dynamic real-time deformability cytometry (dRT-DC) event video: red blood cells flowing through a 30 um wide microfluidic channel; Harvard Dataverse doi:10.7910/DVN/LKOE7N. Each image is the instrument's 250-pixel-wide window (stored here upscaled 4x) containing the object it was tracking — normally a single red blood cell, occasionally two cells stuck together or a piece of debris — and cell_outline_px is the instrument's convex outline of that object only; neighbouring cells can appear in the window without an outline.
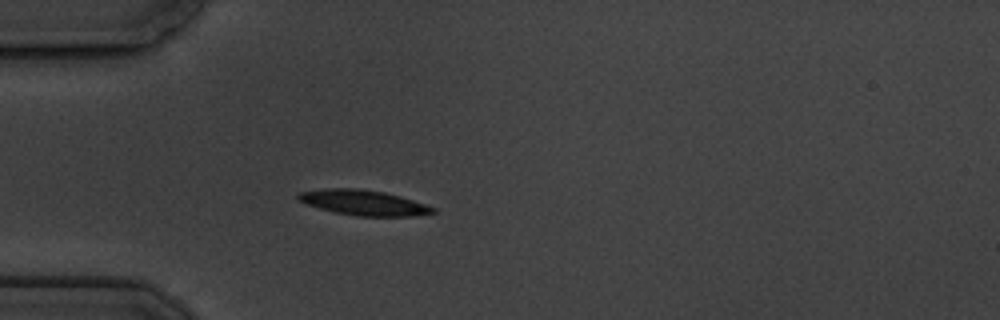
{"species": "common noctule bat (a hibernating species)", "species_latin": "Nyctalus noctula", "temperature_condition": "cold", "stored_images_in_passage": 5, "camera_frame_rate_fps": 3000, "um_per_image_px": 0.085, "animal": {"sex": "male", "body_mass_g": 19.5, "forearm_length_mm": 54.6}, "frame": {"image": 1, "passage_image": 5, "time_ms": 4.667, "image_size_px": [1000, 320], "cell_outline_px": [[436, 212], [412, 216], [356, 216], [336, 212], [304, 204], [296, 200], [296, 192], [324, 188], [360, 188], [384, 192], [400, 196], [436, 208]], "centroid_in_image_um": [30.82, 17.21], "position_along_channel_um": 54.2, "area_um2": 19.94}}